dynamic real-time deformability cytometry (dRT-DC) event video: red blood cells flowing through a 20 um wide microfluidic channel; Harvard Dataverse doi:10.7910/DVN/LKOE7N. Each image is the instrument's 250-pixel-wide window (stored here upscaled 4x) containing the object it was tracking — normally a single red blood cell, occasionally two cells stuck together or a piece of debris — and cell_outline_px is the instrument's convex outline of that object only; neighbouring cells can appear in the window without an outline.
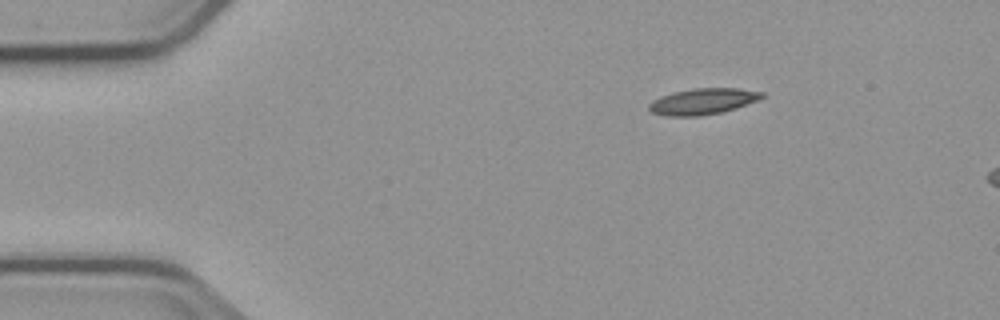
{"species": "common noctule bat (a hibernating species)", "species_latin": "Nyctalus noctula", "temperature_condition": "cold", "stored_images_in_passage": 3, "segment_of_instrument_passage": [1, 2], "camera_frame_rate_fps": 3000, "um_per_image_px": 0.085, "animal": {"sex": "male", "body_mass_g": 23.1, "forearm_length_mm": 52.7}, "frame": {"image": 1, "passage_image": 1, "time_ms": 0.0, "image_size_px": [1000, 320], "cell_outline_px": [[764, 96], [756, 100], [736, 108], [720, 112], [696, 116], [668, 116], [652, 112], [648, 108], [648, 104], [652, 100], [660, 96], [676, 92], [696, 88], [740, 88], [764, 92]], "centroid_in_image_um": [59.73, 8.61], "position_along_channel_um": 25.3, "area_um2": 16.94}}